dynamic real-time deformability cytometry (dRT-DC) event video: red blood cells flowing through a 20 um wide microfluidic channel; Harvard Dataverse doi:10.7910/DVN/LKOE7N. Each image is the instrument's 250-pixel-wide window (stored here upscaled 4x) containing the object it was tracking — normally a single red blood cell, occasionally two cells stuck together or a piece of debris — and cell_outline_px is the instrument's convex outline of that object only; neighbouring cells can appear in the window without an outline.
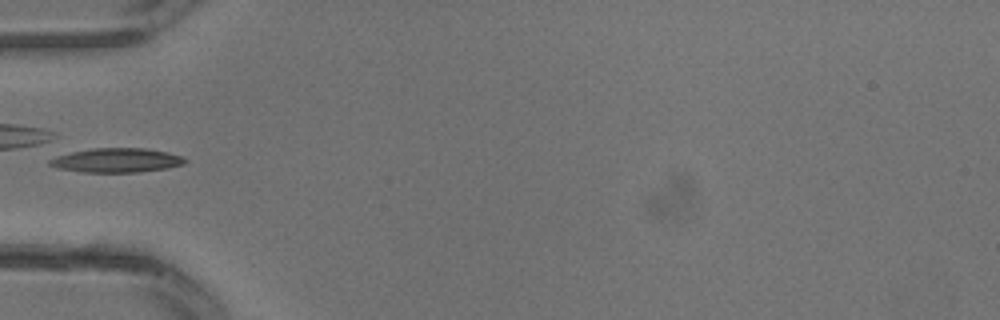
{"species": "common noctule bat (a hibernating species)", "species_latin": "Nyctalus noctula", "temperature_condition": "warm", "stored_images_in_passage": 6, "camera_frame_rate_fps": 3000, "um_per_image_px": 0.085, "animal": {"sex": "male", "body_mass_g": 13.3}, "frame": {"image": 1, "passage_image": 3, "time_ms": 0.667, "image_size_px": [1000, 320], "cell_outline_px": [[188, 160], [184, 164], [168, 168], [140, 172], [80, 172], [56, 168], [48, 164], [48, 160], [56, 152], [92, 148], [144, 148], [168, 152], [184, 156]], "centroid_in_image_um": [9.8, 13.61], "position_along_channel_um": 75.2, "area_um2": 19.88}}
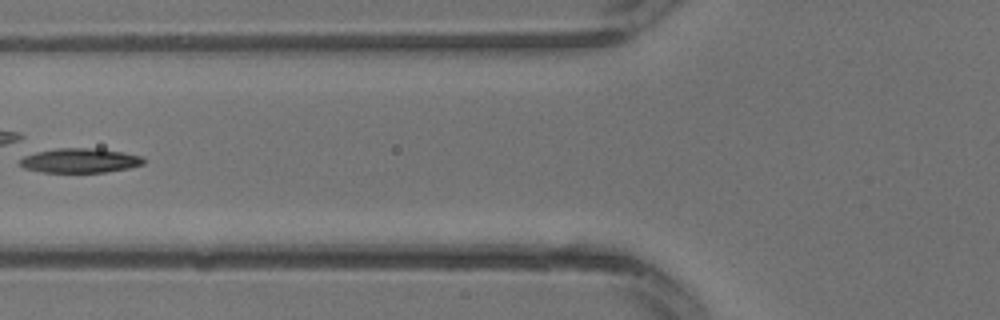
{"frame": {"image": 2, "passage_image": 5, "time_ms": 1.333, "image_size_px": [1000, 320], "cell_outline_px": [[144, 164], [128, 168], [104, 172], [40, 172], [24, 168], [20, 164], [20, 160], [24, 152], [56, 148], [100, 148], [124, 152], [144, 156]], "centroid_in_image_um": [6.73, 13.62], "position_along_channel_um": 119.1, "area_um2": 18.15}}